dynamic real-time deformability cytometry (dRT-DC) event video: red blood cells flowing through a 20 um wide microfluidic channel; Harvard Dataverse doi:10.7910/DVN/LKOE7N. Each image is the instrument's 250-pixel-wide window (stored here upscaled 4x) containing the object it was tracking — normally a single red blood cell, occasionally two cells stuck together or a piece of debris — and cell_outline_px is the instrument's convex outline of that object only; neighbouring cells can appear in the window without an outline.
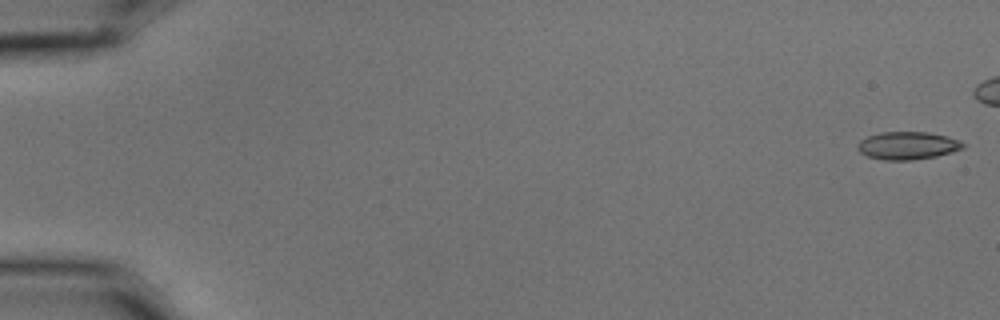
{"species": "common noctule bat (a hibernating species)", "species_latin": "Nyctalus noctula", "temperature_condition": "cold", "stored_images_in_passage": 7, "segment_of_instrument_passage": [2, 2], "camera_frame_rate_fps": 3000, "um_per_image_px": 0.085, "animal": {"sex": "male", "body_mass_g": 15.6}, "frame": {"image": 1, "passage_image": 7, "time_ms": 2.0, "image_size_px": [1000, 320], "cell_outline_px": [[964, 148], [936, 156], [912, 160], [884, 160], [868, 156], [860, 152], [856, 148], [856, 144], [860, 140], [868, 136], [880, 132], [928, 132], [948, 136], [960, 140], [964, 144]], "centroid_in_image_um": [77.13, 12.37], "position_along_channel_um": 7.9, "area_um2": 17.11}}